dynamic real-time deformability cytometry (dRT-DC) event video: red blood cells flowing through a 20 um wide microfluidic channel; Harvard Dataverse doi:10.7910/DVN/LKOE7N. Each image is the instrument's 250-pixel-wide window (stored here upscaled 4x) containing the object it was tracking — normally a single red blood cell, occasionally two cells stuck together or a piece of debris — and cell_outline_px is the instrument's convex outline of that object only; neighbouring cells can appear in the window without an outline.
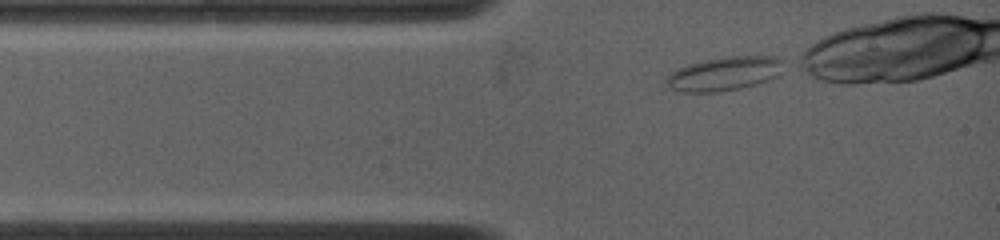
{"species": "common noctule bat (a hibernating species)", "species_latin": "Nyctalus noctula", "temperature_condition": "warm", "stored_images_in_passage": 60, "camera_frame_rate_fps": 4500, "um_per_image_px": 0.085, "animal": {"sex": "female", "body_mass_g": 19.0, "forearm_length_mm": 53.3}, "frame": {"image": 1, "passage_image": 1, "time_ms": 0.0, "image_size_px": [1000, 240], "cell_outline_px": [[784, 60], [780, 76], [756, 84], [740, 88], [720, 92], [680, 92], [668, 88], [664, 80], [672, 72], [688, 64], [704, 60], [728, 56], [780, 56]], "centroid_in_image_um": [61.6, 6.26], "position_along_channel_um": 23.4, "area_um2": 23.41}}
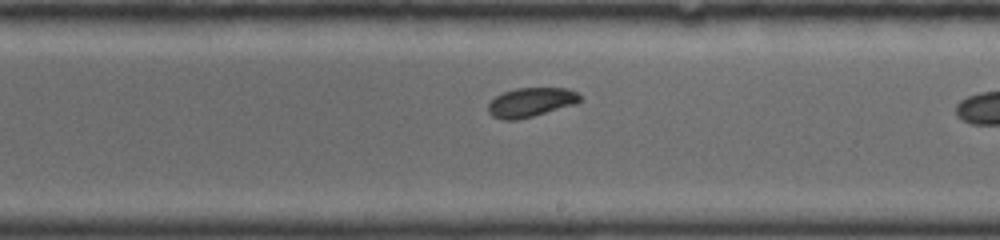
{"frame": {"image": 2, "passage_image": 31, "time_ms": 6.0, "image_size_px": [1000, 240], "cell_outline_px": [[580, 100], [576, 104], [532, 116], [516, 120], [500, 120], [492, 116], [488, 112], [488, 104], [496, 96], [504, 92], [516, 88], [568, 88], [576, 92], [580, 96]], "centroid_in_image_um": [45.1, 8.7], "position_along_channel_um": 243.9, "area_um2": 15.55}}
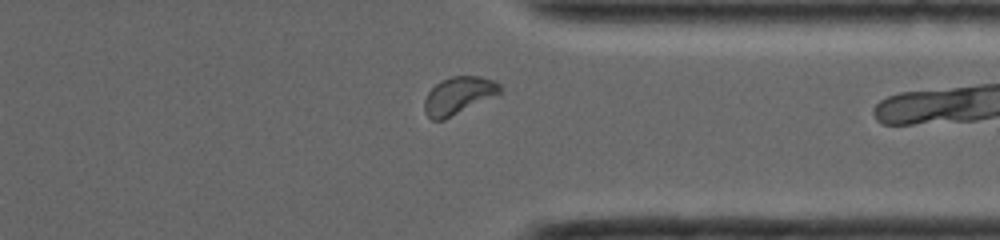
{"frame": {"image": 3, "passage_image": 50, "time_ms": 9.333, "image_size_px": [1000, 240], "cell_outline_px": [[504, 88], [500, 92], [444, 120], [432, 120], [424, 112], [424, 100], [428, 92], [440, 80], [452, 76], [480, 76], [492, 80], [500, 84]], "centroid_in_image_um": [38.94, 8.11], "position_along_channel_um": 372.5, "area_um2": 16.24}}